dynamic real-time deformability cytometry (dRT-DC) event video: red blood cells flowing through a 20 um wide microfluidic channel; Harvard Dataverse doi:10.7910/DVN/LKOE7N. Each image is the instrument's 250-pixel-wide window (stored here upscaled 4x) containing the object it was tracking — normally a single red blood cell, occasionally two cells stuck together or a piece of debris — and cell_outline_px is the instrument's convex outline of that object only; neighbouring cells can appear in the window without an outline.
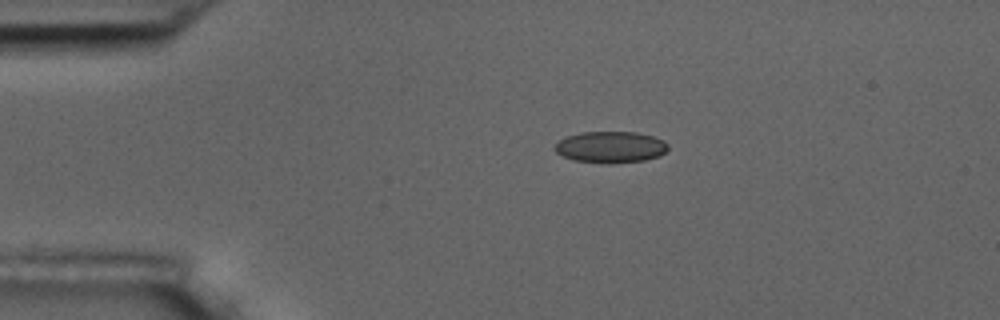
{"species": "common noctule bat (a hibernating species)", "species_latin": "Nyctalus noctula", "temperature_condition": "room temperature", "stored_images_in_passage": 9, "camera_frame_rate_fps": 3000, "um_per_image_px": 0.085, "animal": {"sex": "male", "body_mass_g": 17.5, "forearm_length_mm": 52.3}, "frame": {"image": 1, "passage_image": 1, "time_ms": 0.0, "image_size_px": [1000, 320], "cell_outline_px": [[668, 148], [660, 156], [644, 160], [608, 164], [576, 160], [564, 156], [556, 152], [552, 148], [564, 136], [580, 132], [636, 132], [652, 136], [664, 140], [668, 144]], "centroid_in_image_um": [51.89, 12.49], "position_along_channel_um": 33.1, "area_um2": 20.81}}
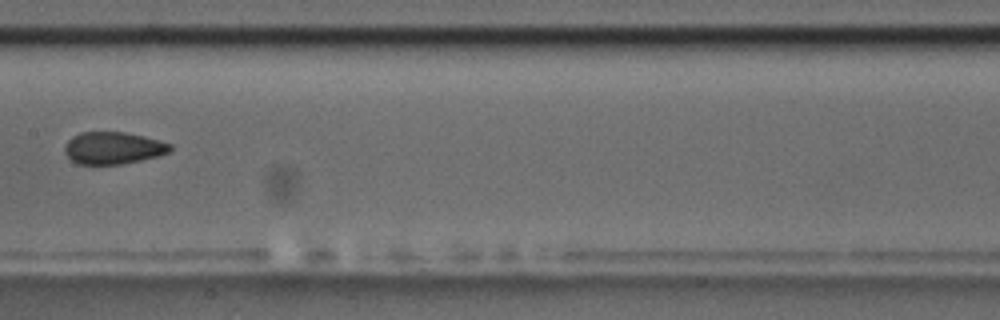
{"frame": {"image": 2, "passage_image": 6, "time_ms": 5.667, "image_size_px": [1000, 320], "cell_outline_px": [[172, 148], [168, 152], [160, 156], [120, 164], [76, 164], [64, 152], [64, 148], [68, 140], [72, 136], [80, 132], [124, 132], [144, 136], [172, 144]], "centroid_in_image_um": [9.61, 12.58], "position_along_channel_um": 197.8, "area_um2": 19.77}}
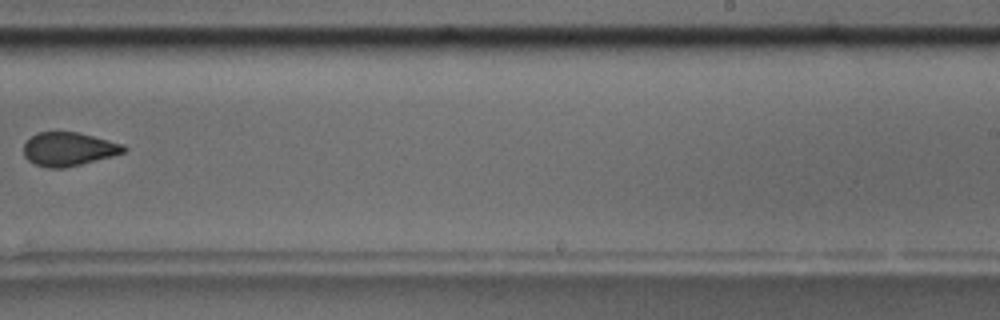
{"frame": {"image": 3, "passage_image": 8, "time_ms": 8.0, "image_size_px": [1000, 320], "cell_outline_px": [[128, 148], [124, 152], [112, 156], [64, 168], [48, 168], [36, 164], [28, 160], [24, 156], [24, 144], [36, 132], [76, 132], [124, 144]], "centroid_in_image_um": [5.83, 12.67], "position_along_channel_um": 283.2, "area_um2": 19.42}}